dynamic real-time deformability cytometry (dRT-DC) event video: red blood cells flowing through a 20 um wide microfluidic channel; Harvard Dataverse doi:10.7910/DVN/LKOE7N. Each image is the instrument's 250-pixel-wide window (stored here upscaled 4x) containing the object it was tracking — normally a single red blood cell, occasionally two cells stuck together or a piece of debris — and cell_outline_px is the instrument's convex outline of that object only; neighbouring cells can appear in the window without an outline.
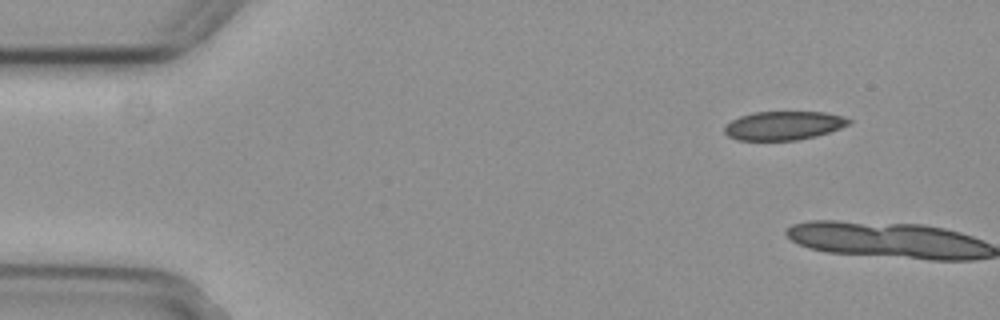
{"species": "common noctule bat (a hibernating species)", "species_latin": "Nyctalus noctula", "temperature_condition": "cold", "stored_images_in_passage": 2, "camera_frame_rate_fps": 3000, "um_per_image_px": 0.085, "animal": {"sex": "female", "body_mass_g": 29.2, "forearm_length_mm": 56.3}, "frame": {"image": 1, "passage_image": 1, "time_ms": 0.0, "image_size_px": [1000, 320], "cell_outline_px": [[852, 124], [816, 136], [796, 140], [736, 140], [728, 136], [724, 132], [724, 124], [740, 116], [752, 112], [824, 112], [844, 116], [852, 120]], "centroid_in_image_um": [66.61, 10.67], "position_along_channel_um": 18.4, "area_um2": 20.98}}